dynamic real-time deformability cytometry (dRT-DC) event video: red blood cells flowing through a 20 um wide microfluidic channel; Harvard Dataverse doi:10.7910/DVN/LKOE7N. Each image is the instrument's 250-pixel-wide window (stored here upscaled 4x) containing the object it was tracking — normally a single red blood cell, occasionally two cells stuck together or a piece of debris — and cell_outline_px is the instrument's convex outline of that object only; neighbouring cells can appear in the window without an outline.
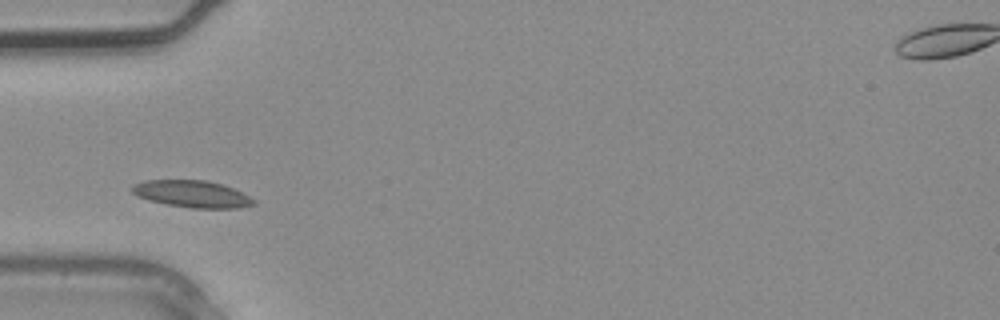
{"species": "common noctule bat (a hibernating species)", "species_latin": "Nyctalus noctula", "temperature_condition": "warm", "stored_images_in_passage": 2, "camera_frame_rate_fps": 3000, "um_per_image_px": 0.085, "animal": {"sex": "male", "body_mass_g": 20.4}, "frame": {"image": 1, "passage_image": 2, "time_ms": 0.333, "image_size_px": [1000, 320], "cell_outline_px": [[256, 204], [236, 208], [192, 208], [168, 204], [148, 200], [136, 196], [132, 192], [132, 184], [144, 180], [204, 180], [220, 184], [232, 188], [256, 200]], "centroid_in_image_um": [16.29, 16.48], "position_along_channel_um": 68.7, "area_um2": 18.96}}